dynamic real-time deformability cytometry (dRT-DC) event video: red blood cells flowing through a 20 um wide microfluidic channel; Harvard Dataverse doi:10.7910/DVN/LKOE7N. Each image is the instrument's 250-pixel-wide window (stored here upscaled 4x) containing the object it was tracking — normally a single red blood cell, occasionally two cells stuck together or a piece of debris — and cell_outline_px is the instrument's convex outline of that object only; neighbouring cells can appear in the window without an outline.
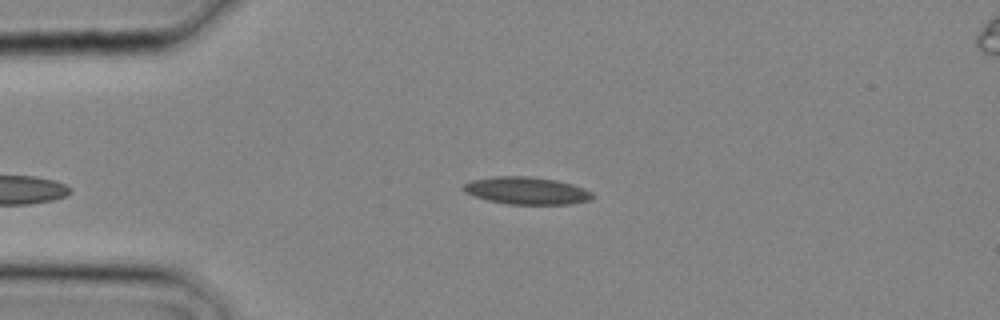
{"species": "common noctule bat (a hibernating species)", "species_latin": "Nyctalus noctula", "temperature_condition": "cold", "stored_images_in_passage": 3, "camera_frame_rate_fps": 3000, "um_per_image_px": 0.085, "animal": {"sex": "male", "body_mass_g": 20.4}, "frame": {"image": 1, "passage_image": 3, "time_ms": 0.667, "image_size_px": [1000, 320], "cell_outline_px": [[596, 196], [592, 200], [572, 204], [508, 204], [488, 200], [472, 196], [464, 192], [460, 188], [464, 184], [472, 180], [496, 176], [532, 176], [556, 180], [572, 184], [584, 188], [592, 192]], "centroid_in_image_um": [44.78, 16.21], "position_along_channel_um": 40.2, "area_um2": 20.87}}